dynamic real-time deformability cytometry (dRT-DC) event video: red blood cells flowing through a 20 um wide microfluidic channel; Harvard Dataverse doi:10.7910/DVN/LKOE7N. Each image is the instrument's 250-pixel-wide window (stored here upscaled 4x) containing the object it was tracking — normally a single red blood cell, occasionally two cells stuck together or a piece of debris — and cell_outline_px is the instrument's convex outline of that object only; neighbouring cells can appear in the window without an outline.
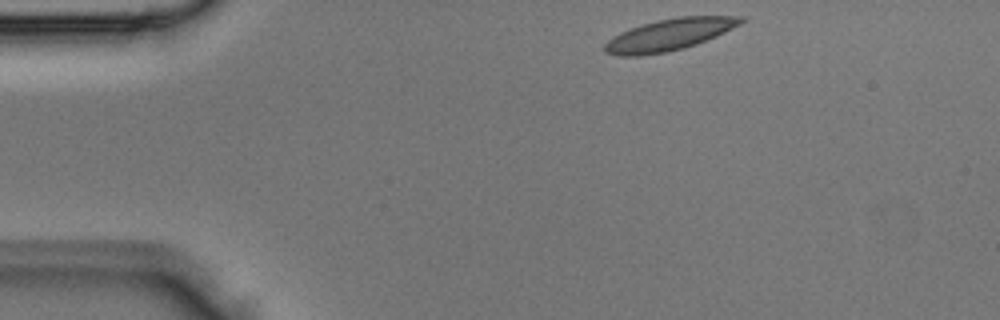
{"species": "Egyptian fruit bat (a non-hibernating species)", "species_latin": "Rousettus aegyptiacus", "temperature_condition": "room temperature", "stored_images_in_passage": 2, "camera_frame_rate_fps": 3000, "um_per_image_px": 0.085, "animal": {"sex": "male"}, "frame": {"image": 1, "passage_image": 1, "time_ms": 0.0, "image_size_px": [1000, 320], "cell_outline_px": [[748, 20], [716, 36], [696, 44], [684, 48], [668, 52], [640, 56], [616, 56], [604, 52], [604, 44], [612, 36], [620, 32], [656, 20], [680, 16], [744, 16]], "centroid_in_image_um": [56.88, 2.95], "position_along_channel_um": 28.1, "area_um2": 25.26}}